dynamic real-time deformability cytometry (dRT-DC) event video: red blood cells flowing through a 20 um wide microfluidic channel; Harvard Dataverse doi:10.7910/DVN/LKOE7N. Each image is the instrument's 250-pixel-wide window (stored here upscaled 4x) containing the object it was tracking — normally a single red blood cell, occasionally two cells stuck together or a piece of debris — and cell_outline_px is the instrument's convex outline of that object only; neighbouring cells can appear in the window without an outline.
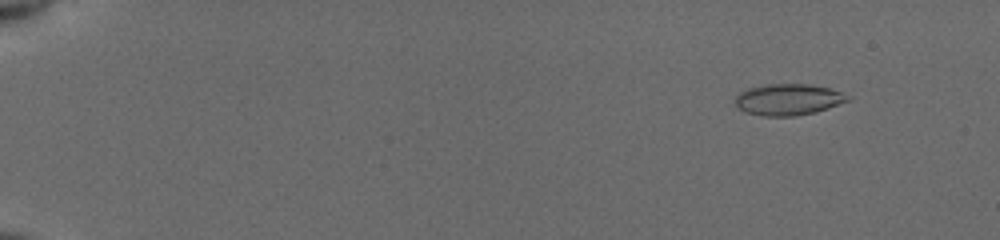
{"species": "common noctule bat (a hibernating species)", "species_latin": "Nyctalus noctula", "temperature_condition": "cold", "stored_images_in_passage": 56, "camera_frame_rate_fps": 3000, "um_per_image_px": 0.085, "animal": {"sex": "female", "body_mass_g": 19.5, "forearm_length_mm": 54.1}, "frame": {"image": 1, "passage_image": 7, "time_ms": 2.0, "image_size_px": [1000, 240], "cell_outline_px": [[852, 100], [816, 112], [796, 116], [764, 116], [744, 112], [736, 104], [736, 96], [740, 92], [748, 88], [764, 84], [808, 84], [828, 88], [852, 96]], "centroid_in_image_um": [67.03, 8.46], "position_along_channel_um": 18.0, "area_um2": 20.63}}
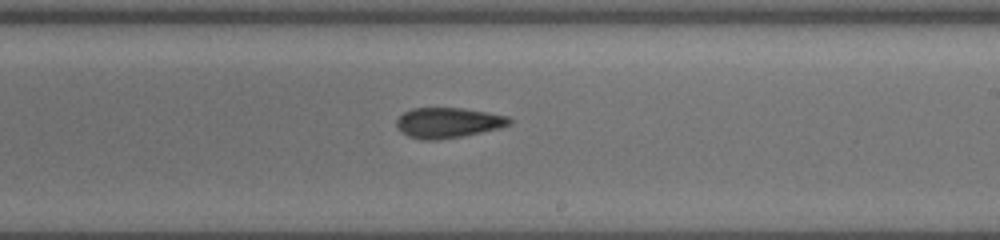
{"frame": {"image": 2, "passage_image": 36, "time_ms": 11.667, "image_size_px": [1000, 240], "cell_outline_px": [[512, 124], [500, 128], [464, 136], [436, 140], [420, 140], [408, 136], [400, 132], [396, 128], [396, 120], [404, 112], [412, 108], [464, 108], [488, 112], [508, 116], [512, 120]], "centroid_in_image_um": [38.08, 10.44], "position_along_channel_um": 250.9, "area_um2": 20.23}}
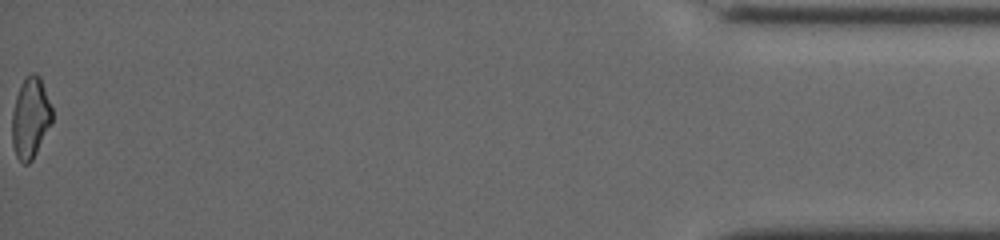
{"frame": {"image": 3, "passage_image": 56, "time_ms": 18.333, "image_size_px": [1000, 240], "cell_outline_px": [[52, 124], [32, 160], [28, 164], [24, 164], [16, 156], [12, 144], [12, 112], [16, 96], [20, 84], [32, 72], [36, 72], [40, 76], [52, 108]], "centroid_in_image_um": [2.59, 10.02], "position_along_channel_um": 432.6, "area_um2": 18.96}, "authors_computed_cell_mechanics": {"area_um2": 20.23, "velocity_mm_per_s": 3.9381, "shape_relaxation_time_tau1_ms": 7.4962, "shape_relaxation_time_tau2_ms": 4.2033, "deformation_change_tau1": 0.1337, "deformation_change_tau2": 0.13}}